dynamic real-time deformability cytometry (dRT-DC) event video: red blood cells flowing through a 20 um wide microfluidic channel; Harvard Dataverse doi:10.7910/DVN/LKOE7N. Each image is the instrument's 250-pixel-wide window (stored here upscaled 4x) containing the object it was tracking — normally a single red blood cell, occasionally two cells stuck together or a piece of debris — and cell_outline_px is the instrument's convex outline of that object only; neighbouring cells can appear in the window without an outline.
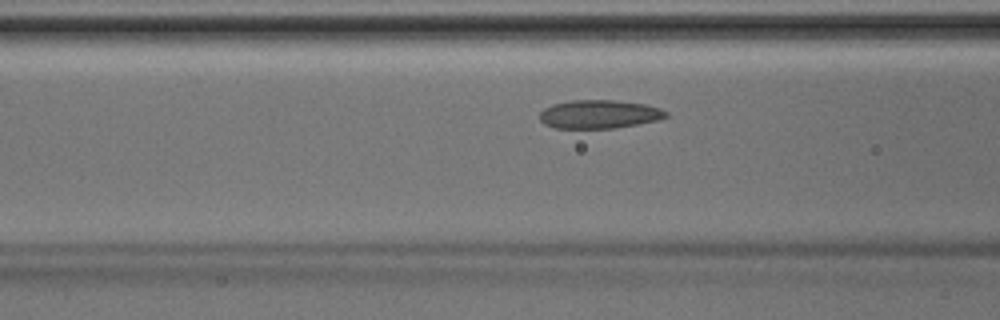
{"species": "Egyptian fruit bat (a non-hibernating species)", "species_latin": "Rousettus aegyptiacus", "temperature_condition": "room temperature", "stored_images_in_passage": 19, "camera_frame_rate_fps": 3000, "um_per_image_px": 0.085, "animal": {"sex": "male"}, "frame": {"image": 1, "passage_image": 11, "time_ms": 3.333, "image_size_px": [1000, 320], "cell_outline_px": [[668, 116], [656, 120], [616, 128], [556, 128], [544, 124], [540, 120], [540, 112], [544, 108], [552, 104], [572, 100], [616, 100], [644, 104], [660, 108], [668, 112]], "centroid_in_image_um": [50.91, 9.7], "position_along_channel_um": 115.7, "area_um2": 20.92}}
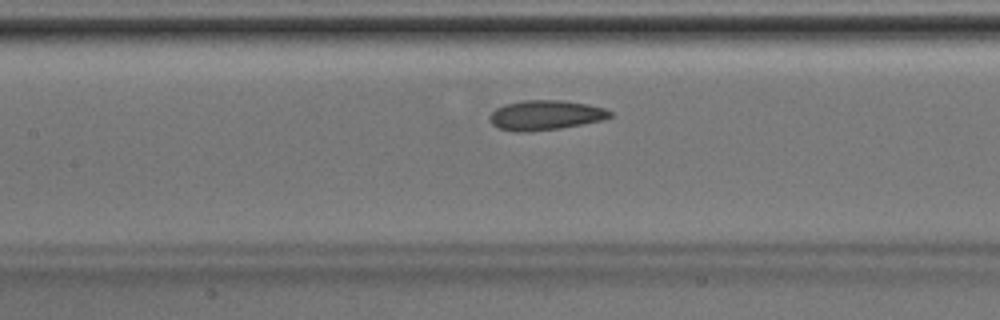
{"frame": {"image": 2, "passage_image": 14, "time_ms": 4.333, "image_size_px": [1000, 320], "cell_outline_px": [[612, 116], [604, 120], [560, 128], [524, 132], [516, 132], [496, 128], [488, 120], [488, 116], [496, 108], [504, 104], [524, 100], [560, 100], [588, 104], [604, 108], [612, 112]], "centroid_in_image_um": [46.33, 9.79], "position_along_channel_um": 161.1, "area_um2": 21.04}}